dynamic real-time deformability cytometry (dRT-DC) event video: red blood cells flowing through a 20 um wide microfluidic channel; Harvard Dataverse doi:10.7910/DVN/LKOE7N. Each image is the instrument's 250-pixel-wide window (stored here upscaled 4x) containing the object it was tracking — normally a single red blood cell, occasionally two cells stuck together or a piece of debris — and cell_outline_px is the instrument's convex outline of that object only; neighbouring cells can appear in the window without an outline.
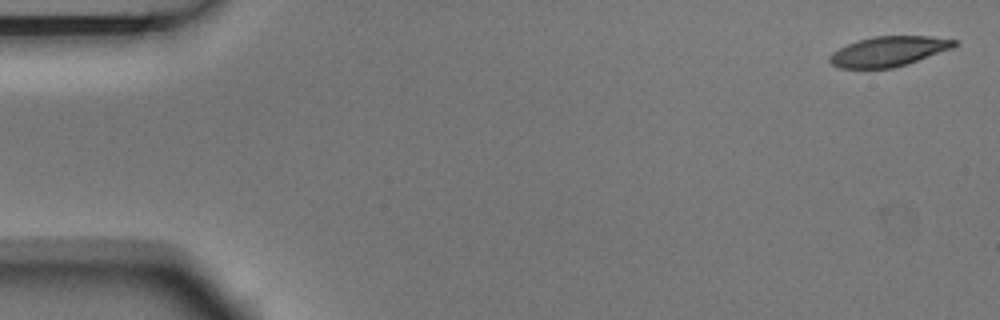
{"species": "Egyptian fruit bat (a non-hibernating species)", "species_latin": "Rousettus aegyptiacus", "temperature_condition": "room temperature", "stored_images_in_passage": 5, "segment_of_instrument_passage": [2, 2], "camera_frame_rate_fps": 3000, "um_per_image_px": 0.085, "animal": {"sex": "male"}, "frame": {"image": 1, "passage_image": 5, "time_ms": 1.333, "image_size_px": [1000, 320], "cell_outline_px": [[960, 44], [952, 48], [908, 64], [892, 68], [840, 68], [832, 64], [828, 60], [828, 56], [832, 52], [848, 44], [872, 36], [928, 36], [956, 40]], "centroid_in_image_um": [75.54, 4.37], "position_along_channel_um": 9.5, "area_um2": 21.73}}